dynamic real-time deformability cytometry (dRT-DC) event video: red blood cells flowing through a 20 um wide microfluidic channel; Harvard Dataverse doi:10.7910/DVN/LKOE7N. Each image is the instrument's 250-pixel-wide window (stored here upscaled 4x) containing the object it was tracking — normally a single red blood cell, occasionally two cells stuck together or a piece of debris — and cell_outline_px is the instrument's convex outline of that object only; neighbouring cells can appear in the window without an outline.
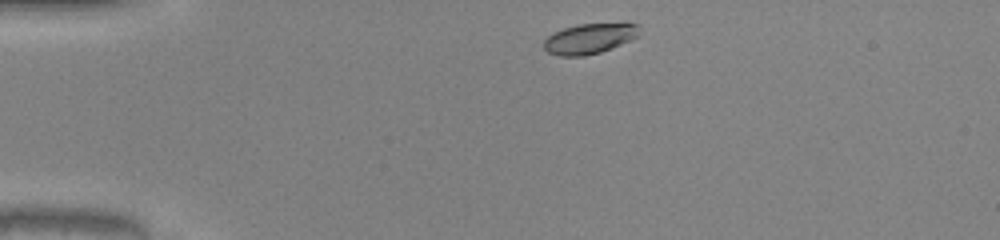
{"species": "common noctule bat (a hibernating species)", "species_latin": "Nyctalus noctula", "temperature_condition": "warm", "stored_images_in_passage": 35, "camera_frame_rate_fps": 3000, "um_per_image_px": 0.085, "animal": {"sex": "male", "body_mass_g": 20.0, "forearm_length_mm": 53.3}, "frame": {"image": 1, "passage_image": 1, "time_ms": 0.0, "image_size_px": [1000, 240], "cell_outline_px": [[640, 36], [600, 52], [584, 56], [560, 56], [548, 52], [544, 48], [544, 40], [552, 32], [576, 24], [636, 24]], "centroid_in_image_um": [50.05, 3.29], "position_along_channel_um": 35.0, "area_um2": 16.59}}
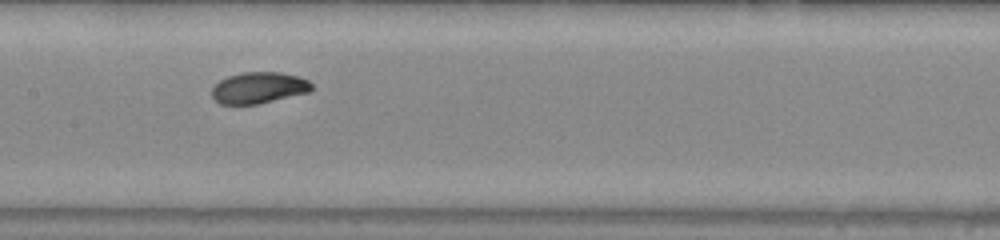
{"frame": {"image": 2, "passage_image": 16, "time_ms": 5.0, "image_size_px": [1000, 240], "cell_outline_px": [[312, 88], [308, 92], [256, 104], [220, 104], [212, 96], [212, 88], [220, 80], [228, 76], [244, 72], [280, 72], [300, 76], [308, 80], [312, 84]], "centroid_in_image_um": [21.99, 7.45], "position_along_channel_um": 185.4, "area_um2": 18.03}}
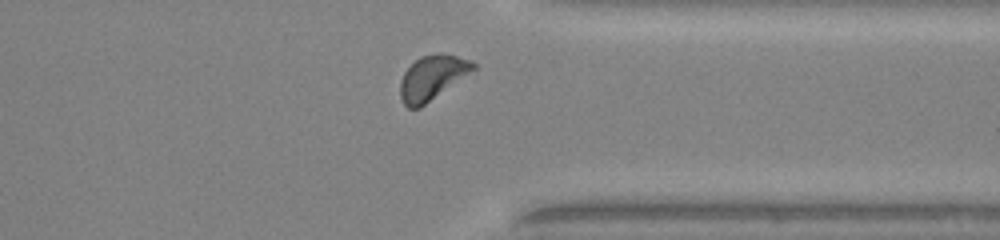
{"frame": {"image": 3, "passage_image": 30, "time_ms": 9.667, "image_size_px": [1000, 240], "cell_outline_px": [[476, 68], [420, 108], [408, 108], [404, 104], [400, 96], [400, 80], [404, 72], [420, 56], [436, 52], [456, 56], [472, 60], [476, 64]], "centroid_in_image_um": [36.72, 6.58], "position_along_channel_um": 374.7, "area_um2": 18.79}, "authors_computed_cell_mechanics": {"area_um2": 18.207, "velocity_mm_per_s": 4.0973, "shape_relaxation_time_tau1_ms": 2.3644, "shape_relaxation_time_tau2_ms": 2.0813, "deformation_change_tau1": 0.0981, "deformation_change_tau2": 0.0586}}